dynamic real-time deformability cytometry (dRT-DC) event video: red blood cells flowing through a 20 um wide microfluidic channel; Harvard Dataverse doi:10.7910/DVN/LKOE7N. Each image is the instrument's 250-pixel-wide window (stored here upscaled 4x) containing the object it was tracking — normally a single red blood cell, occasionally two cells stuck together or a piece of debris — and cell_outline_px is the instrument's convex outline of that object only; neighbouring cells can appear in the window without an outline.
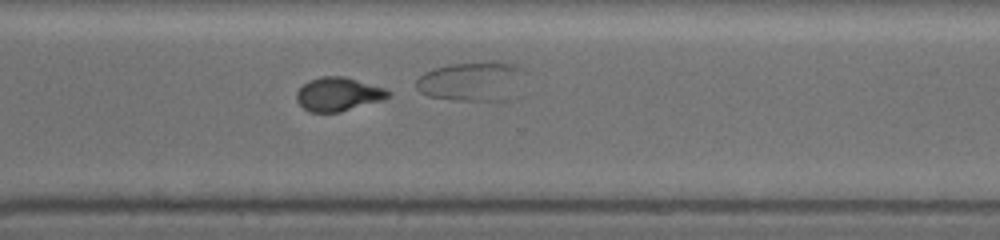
{"species": "common noctule bat (a hibernating species)", "species_latin": "Nyctalus noctula", "temperature_condition": "warm", "stored_images_in_passage": 41, "segment_of_instrument_passage": [2, 2], "camera_frame_rate_fps": 3000, "um_per_image_px": 0.085, "animal": {"sex": "female", "body_mass_g": 19.5, "forearm_length_mm": 54.1}, "frame": {"image": 1, "passage_image": 36, "time_ms": 11.667, "image_size_px": [1000, 240], "cell_outline_px": [[392, 92], [388, 96], [380, 100], [340, 112], [308, 112], [296, 100], [296, 92], [308, 80], [324, 76], [344, 76], [384, 88]], "centroid_in_image_um": [28.71, 8.0], "position_along_channel_um": 341.9, "area_um2": 17.74}}